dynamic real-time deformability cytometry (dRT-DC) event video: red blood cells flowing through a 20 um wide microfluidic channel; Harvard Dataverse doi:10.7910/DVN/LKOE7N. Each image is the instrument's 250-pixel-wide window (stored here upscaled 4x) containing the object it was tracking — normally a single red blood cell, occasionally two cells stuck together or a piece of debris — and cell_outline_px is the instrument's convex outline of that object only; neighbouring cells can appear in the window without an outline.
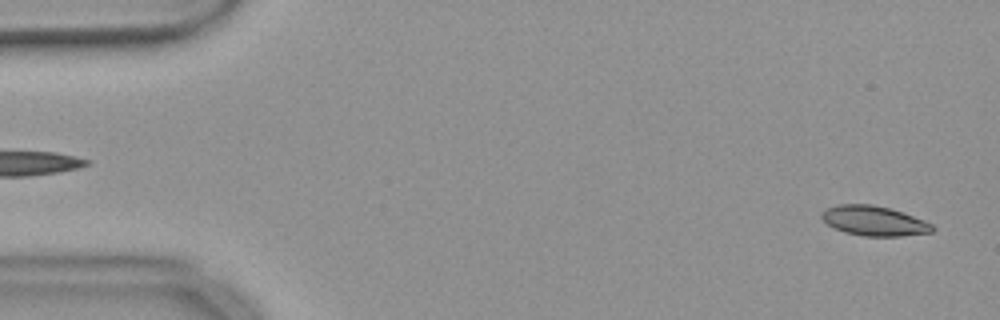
{"species": "common noctule bat (a hibernating species)", "species_latin": "Nyctalus noctula", "temperature_condition": "warm", "stored_images_in_passage": 54, "camera_frame_rate_fps": 3000, "um_per_image_px": 0.085, "animal": {"sex": "female", "body_mass_g": 18.4}, "frame": {"image": 1, "passage_image": 2, "time_ms": 0.333, "image_size_px": [1000, 320], "cell_outline_px": [[936, 228], [932, 232], [900, 236], [864, 236], [844, 232], [828, 224], [820, 216], [820, 212], [836, 204], [872, 204], [888, 208], [924, 220], [932, 224]], "centroid_in_image_um": [74.28, 18.77], "position_along_channel_um": 10.7, "area_um2": 19.07}}
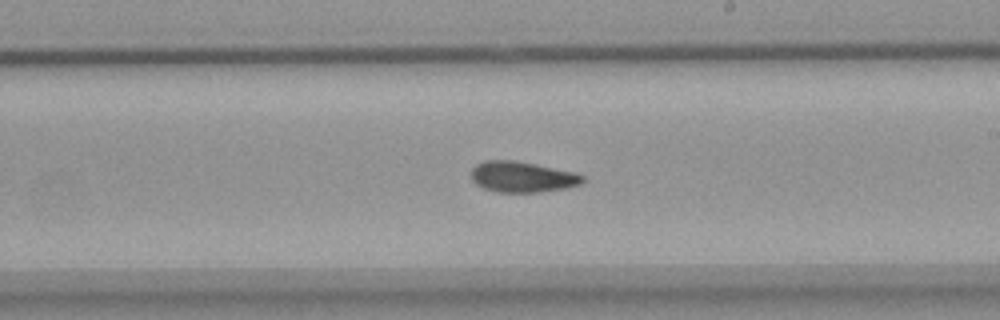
{"frame": {"image": 2, "passage_image": 31, "time_ms": 10.0, "image_size_px": [1000, 320], "cell_outline_px": [[584, 180], [580, 184], [568, 188], [540, 192], [496, 192], [484, 188], [476, 184], [472, 180], [472, 168], [476, 164], [484, 160], [516, 160], [576, 172], [584, 176]], "centroid_in_image_um": [44.4, 15.03], "position_along_channel_um": 244.6, "area_um2": 20.17}}
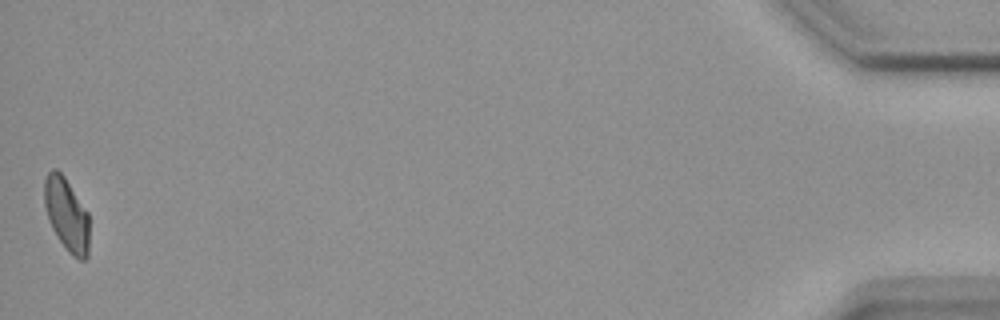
{"frame": {"image": 3, "passage_image": 54, "time_ms": 17.667, "image_size_px": [1000, 320], "cell_outline_px": [[88, 256], [84, 260], [80, 260], [72, 256], [68, 252], [52, 228], [48, 220], [44, 204], [44, 180], [48, 172], [52, 168], [56, 168], [64, 176], [88, 212]], "centroid_in_image_um": [5.65, 18.22], "position_along_channel_um": 429.6, "area_um2": 19.13}, "authors_computed_cell_mechanics": {"area_um2": 19.652, "velocity_mm_per_s": 3.6754, "shape_relaxation_time_tau1_ms": 4.8355, "shape_relaxation_time_tau2_ms": 5.031, "deformation_change_tau1": 0.145, "deformation_change_tau2": 0.115}}